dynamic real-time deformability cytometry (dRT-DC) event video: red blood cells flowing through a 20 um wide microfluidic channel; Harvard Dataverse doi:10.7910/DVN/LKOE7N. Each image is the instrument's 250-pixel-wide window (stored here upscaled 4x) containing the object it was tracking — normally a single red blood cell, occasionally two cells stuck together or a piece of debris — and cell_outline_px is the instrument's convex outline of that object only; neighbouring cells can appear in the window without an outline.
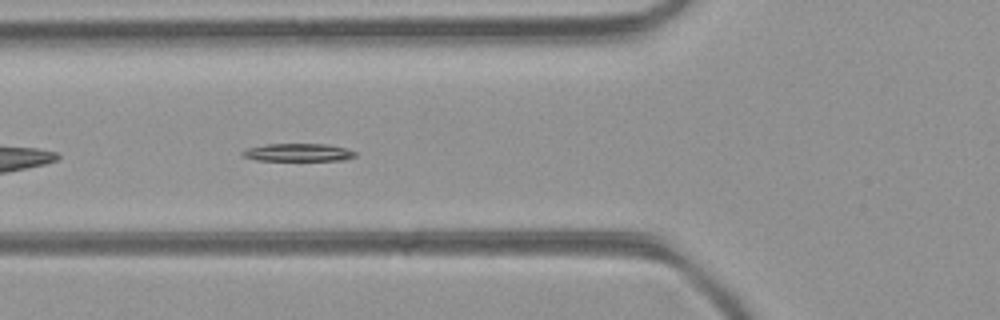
{"species": "common noctule bat (a hibernating species)", "species_latin": "Nyctalus noctula", "temperature_condition": "room temperature", "stored_images_in_passage": 34, "camera_frame_rate_fps": 3000, "um_per_image_px": 0.085, "animal": {"sex": "female", "body_mass_g": 21.9}, "frame": {"image": 1, "passage_image": 4, "time_ms": 1.0, "image_size_px": [1000, 320], "cell_outline_px": [[356, 156], [344, 160], [256, 160], [240, 156], [240, 152], [248, 148], [268, 144], [328, 144], [348, 148], [356, 152]], "centroid_in_image_um": [25.35, 12.95], "position_along_channel_um": 100.4, "area_um2": 11.73}}
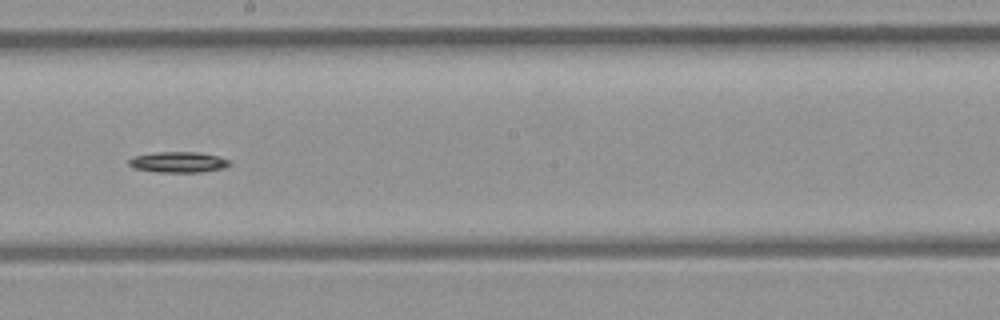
{"frame": {"image": 2, "passage_image": 13, "time_ms": 4.0, "image_size_px": [1000, 320], "cell_outline_px": [[232, 164], [228, 168], [200, 172], [160, 172], [136, 168], [128, 164], [128, 160], [136, 156], [156, 152], [196, 152], [216, 156], [228, 160]], "centroid_in_image_um": [15.21, 13.79], "position_along_channel_um": 233.0, "area_um2": 12.02}}
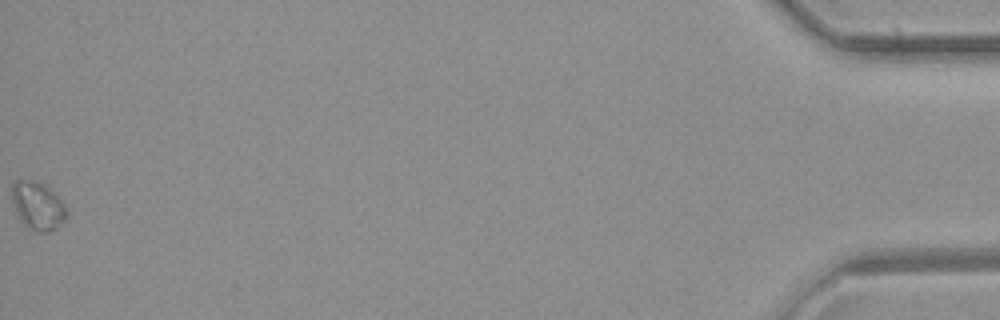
{"frame": {"image": 3, "passage_image": 34, "time_ms": 11.0, "image_size_px": [1000, 320], "cell_outline_px": [[68, 216], [56, 228], [48, 232], [36, 232], [24, 224], [20, 220], [16, 212], [12, 200], [12, 184], [16, 180], [36, 180], [44, 184], [64, 204], [68, 212]], "centroid_in_image_um": [3.2, 17.5], "position_along_channel_um": 432.0, "area_um2": 15.2}}